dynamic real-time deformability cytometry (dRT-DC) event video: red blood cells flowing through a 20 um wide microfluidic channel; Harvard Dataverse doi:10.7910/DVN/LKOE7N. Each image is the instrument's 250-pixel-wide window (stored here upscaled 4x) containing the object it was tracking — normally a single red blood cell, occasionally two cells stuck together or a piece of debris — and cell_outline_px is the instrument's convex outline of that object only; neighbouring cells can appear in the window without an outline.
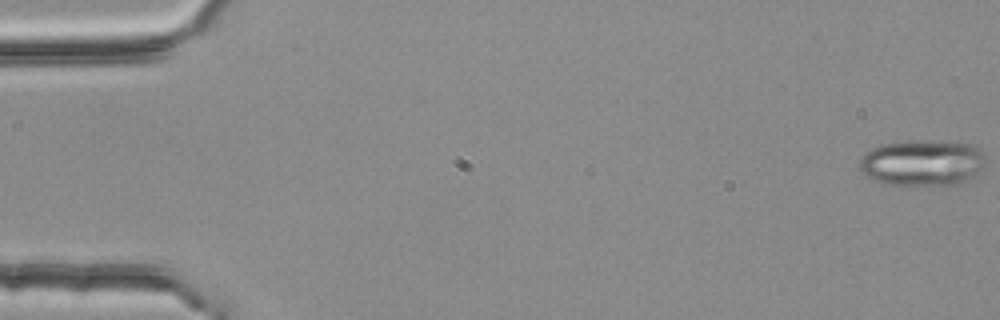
{"species": "common noctule bat (a hibernating species)", "species_latin": "Nyctalus noctula", "temperature_condition": "room temperature", "stored_images_in_passage": 55, "camera_frame_rate_fps": 3000, "um_per_image_px": 0.085, "animal": {"sex": "female", "body_mass_g": 25.1}, "frame": {"image": 1, "passage_image": 1, "time_ms": 0.0, "image_size_px": [1000, 320], "cell_outline_px": [[984, 160], [980, 172], [976, 176], [968, 180], [956, 184], [888, 184], [876, 180], [868, 176], [860, 168], [860, 160], [872, 148], [880, 144], [908, 140], [924, 140], [972, 144], [980, 148], [984, 156]], "centroid_in_image_um": [78.44, 13.81], "position_along_channel_um": 6.6, "area_um2": 33.52}}
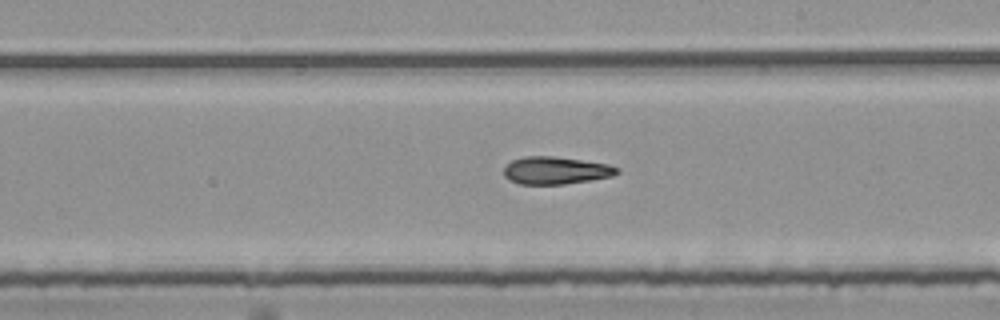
{"frame": {"image": 2, "passage_image": 32, "time_ms": 10.333, "image_size_px": [1000, 320], "cell_outline_px": [[620, 172], [612, 176], [564, 184], [520, 184], [508, 180], [504, 176], [504, 164], [512, 160], [524, 156], [552, 156], [608, 164], [620, 168]], "centroid_in_image_um": [47.19, 14.48], "position_along_channel_um": 241.8, "area_um2": 18.15}}
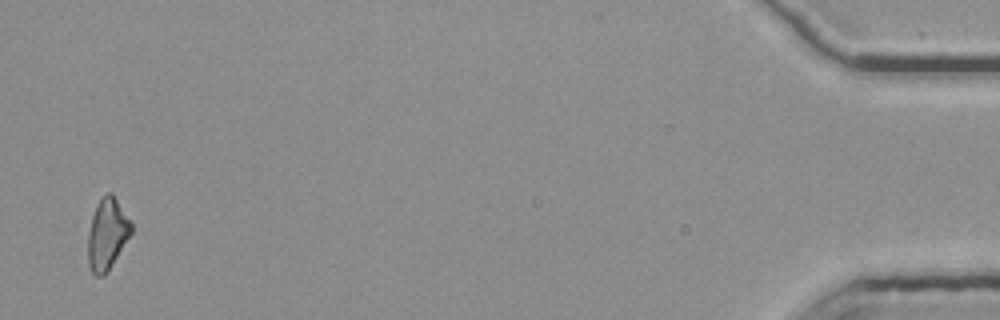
{"frame": {"image": 3, "passage_image": 54, "time_ms": 17.667, "image_size_px": [1000, 320], "cell_outline_px": [[132, 232], [108, 272], [104, 276], [96, 276], [92, 272], [88, 264], [88, 232], [92, 216], [100, 196], [108, 192], [112, 192], [132, 220]], "centroid_in_image_um": [9.12, 19.87], "position_along_channel_um": 426.1, "area_um2": 18.32}, "authors_computed_cell_mechanics": {"area_um2": 18.6116, "velocity_mm_per_s": 3.7834, "shape_relaxation_time_tau1_ms": null, "shape_relaxation_time_tau2_ms": 9.9148, "deformation_change_tau1": null, "deformation_change_tau2": 0.2428}}